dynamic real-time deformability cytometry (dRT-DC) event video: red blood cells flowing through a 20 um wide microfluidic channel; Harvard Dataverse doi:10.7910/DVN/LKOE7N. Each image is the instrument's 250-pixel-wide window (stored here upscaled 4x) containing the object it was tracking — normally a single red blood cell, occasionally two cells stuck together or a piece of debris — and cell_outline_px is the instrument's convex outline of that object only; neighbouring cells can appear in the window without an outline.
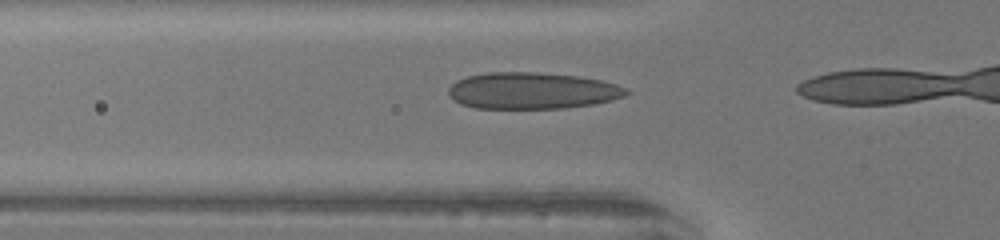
{"species": "human", "species_latin": "Homo sapiens", "temperature_condition": "warm", "stored_images_in_passage": 13, "camera_frame_rate_fps": 3000, "um_per_image_px": 0.085, "donor": {"sex": "female"}, "frame": {"image": 1, "passage_image": 11, "time_ms": 3.333, "image_size_px": [1000, 240], "cell_outline_px": [[632, 92], [624, 96], [612, 100], [592, 104], [564, 108], [476, 108], [460, 104], [448, 96], [448, 88], [456, 80], [468, 76], [488, 72], [536, 72], [580, 76], [600, 80], [616, 84], [628, 88]], "centroid_in_image_um": [45.23, 7.7], "position_along_channel_um": 80.6, "area_um2": 38.09}}